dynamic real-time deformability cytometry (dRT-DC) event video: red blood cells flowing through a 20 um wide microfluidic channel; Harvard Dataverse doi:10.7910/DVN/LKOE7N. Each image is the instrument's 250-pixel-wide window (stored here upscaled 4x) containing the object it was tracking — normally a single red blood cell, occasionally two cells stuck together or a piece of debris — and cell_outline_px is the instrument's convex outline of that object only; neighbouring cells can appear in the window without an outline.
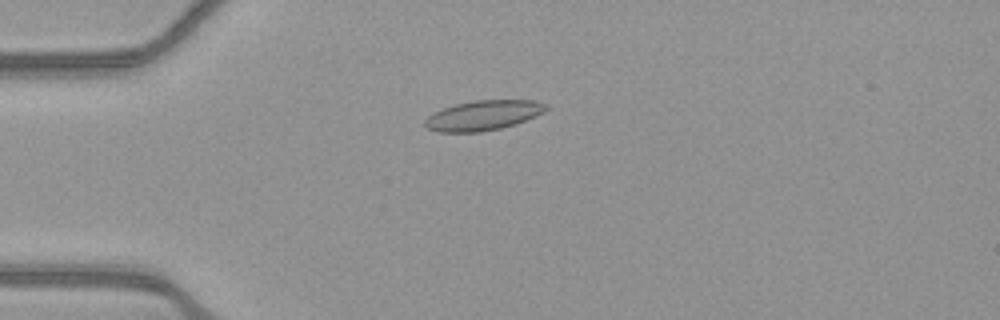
{"species": "common noctule bat (a hibernating species)", "species_latin": "Nyctalus noctula", "temperature_condition": "warm", "stored_images_in_passage": 42, "camera_frame_rate_fps": 3000, "um_per_image_px": 0.085, "animal": {"sex": "female", "body_mass_g": 21.9}, "frame": {"image": 1, "passage_image": 3, "time_ms": 0.667, "image_size_px": [1000, 320], "cell_outline_px": [[548, 108], [544, 112], [524, 120], [500, 128], [480, 132], [436, 132], [428, 128], [424, 124], [424, 120], [428, 116], [444, 108], [456, 104], [476, 100], [536, 100], [548, 104]], "centroid_in_image_um": [41.08, 9.8], "position_along_channel_um": 43.9, "area_um2": 20.87}}
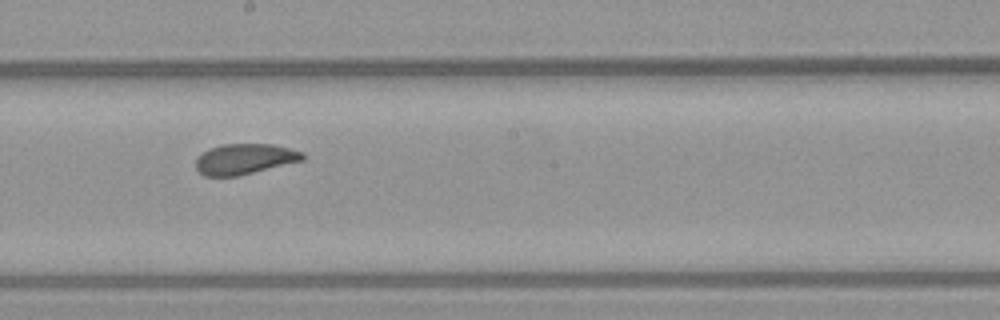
{"frame": {"image": 2, "passage_image": 19, "time_ms": 6.0, "image_size_px": [1000, 320], "cell_outline_px": [[304, 160], [236, 176], [204, 176], [196, 168], [196, 156], [220, 144], [272, 144], [304, 152]], "centroid_in_image_um": [20.78, 13.51], "position_along_channel_um": 227.4, "area_um2": 18.84}}
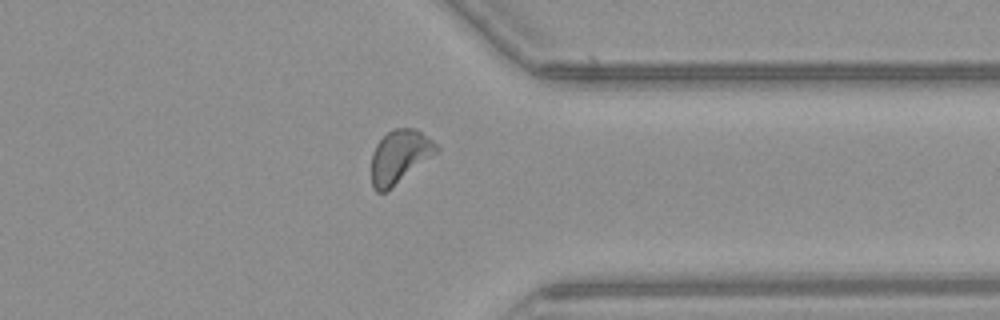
{"frame": {"image": 3, "passage_image": 31, "time_ms": 10.0, "image_size_px": [1000, 320], "cell_outline_px": [[440, 148], [436, 152], [388, 192], [376, 192], [372, 188], [372, 152], [376, 144], [392, 128], [416, 128], [432, 140]], "centroid_in_image_um": [33.94, 13.32], "position_along_channel_um": 377.5, "area_um2": 20.11}, "authors_computed_cell_mechanics": {"area_um2": 19.7387, "velocity_mm_per_s": 3.873, "shape_relaxation_time_tau1_ms": 6.9577, "shape_relaxation_time_tau2_ms": 2.3266, "deformation_change_tau1": 0.1393, "deformation_change_tau2": 0.059}}